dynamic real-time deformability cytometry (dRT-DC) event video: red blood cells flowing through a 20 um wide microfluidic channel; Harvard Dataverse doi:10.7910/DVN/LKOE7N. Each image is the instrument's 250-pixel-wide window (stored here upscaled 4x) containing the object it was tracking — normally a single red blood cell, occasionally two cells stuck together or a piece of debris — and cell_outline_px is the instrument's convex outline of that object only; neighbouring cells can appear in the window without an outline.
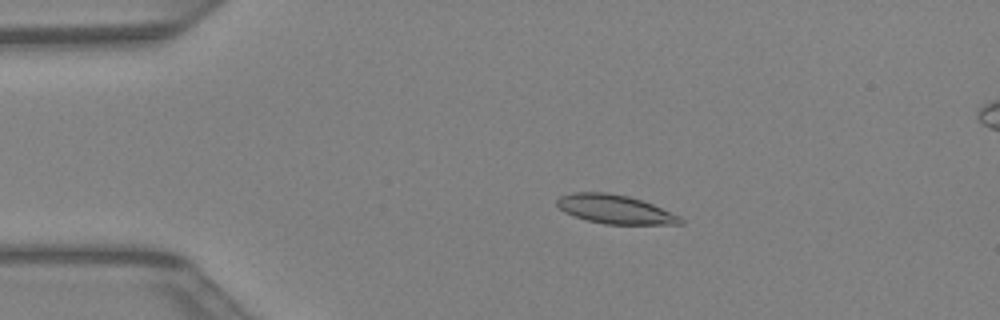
{"species": "Egyptian fruit bat (a non-hibernating species)", "species_latin": "Rousettus aegyptiacus", "temperature_condition": "warm", "stored_images_in_passage": 42, "camera_frame_rate_fps": 3000, "um_per_image_px": 0.085, "animal": {"sex": "female"}, "frame": {"image": 1, "passage_image": 9, "time_ms": 2.667, "image_size_px": [1000, 320], "cell_outline_px": [[684, 224], [604, 224], [588, 220], [564, 212], [556, 204], [556, 200], [560, 196], [572, 192], [604, 192], [628, 196], [652, 204], [680, 216], [684, 220]], "centroid_in_image_um": [52.27, 17.79], "position_along_channel_um": 32.7, "area_um2": 20.58}}
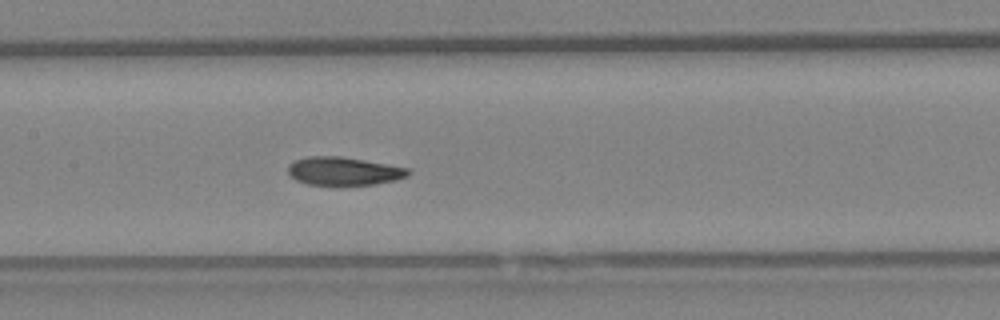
{"frame": {"image": 2, "passage_image": 21, "time_ms": 6.667, "image_size_px": [1000, 320], "cell_outline_px": [[412, 172], [408, 176], [396, 180], [372, 184], [340, 188], [336, 188], [308, 184], [296, 180], [288, 172], [288, 164], [292, 160], [308, 156], [340, 156], [388, 164], [408, 168]], "centroid_in_image_um": [29.19, 14.58], "position_along_channel_um": 178.2, "area_um2": 20.63}}
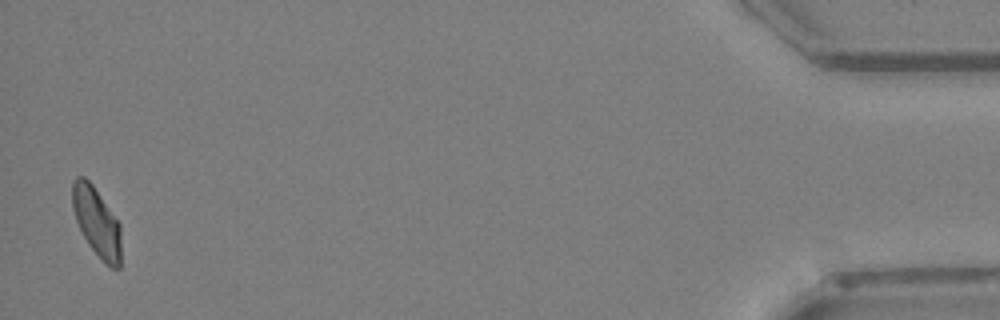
{"frame": {"image": 3, "passage_image": 42, "time_ms": 13.667, "image_size_px": [1000, 320], "cell_outline_px": [[120, 268], [112, 268], [104, 264], [88, 244], [76, 220], [72, 208], [72, 180], [76, 176], [84, 176], [92, 184], [120, 224]], "centroid_in_image_um": [8.2, 18.87], "position_along_channel_um": 427.0, "area_um2": 19.54}}